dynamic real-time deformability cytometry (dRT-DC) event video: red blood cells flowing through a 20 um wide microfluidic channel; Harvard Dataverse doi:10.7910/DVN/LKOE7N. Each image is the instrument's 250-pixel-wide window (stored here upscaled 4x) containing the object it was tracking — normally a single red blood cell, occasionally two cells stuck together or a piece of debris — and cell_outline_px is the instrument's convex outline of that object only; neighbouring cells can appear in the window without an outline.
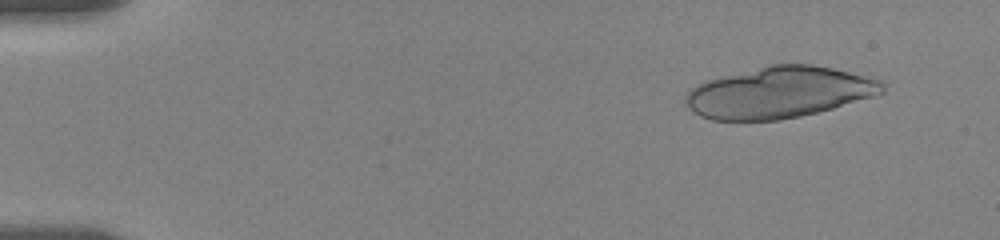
{"species": "human", "species_latin": "Homo sapiens", "temperature_condition": "room temperature", "stored_images_in_passage": 22, "camera_frame_rate_fps": 3000, "um_per_image_px": 0.085, "donor": {"sex": "female"}, "frame": {"image": 1, "passage_image": 5, "time_ms": 1.333, "image_size_px": [1000, 240], "cell_outline_px": [[884, 92], [876, 96], [832, 108], [800, 116], [776, 120], [712, 120], [700, 116], [692, 112], [684, 104], [684, 96], [696, 84], [704, 80], [768, 64], [812, 64], [832, 68], [880, 80], [884, 84]], "centroid_in_image_um": [66.17, 7.85], "position_along_channel_um": 18.8, "area_um2": 59.01}}